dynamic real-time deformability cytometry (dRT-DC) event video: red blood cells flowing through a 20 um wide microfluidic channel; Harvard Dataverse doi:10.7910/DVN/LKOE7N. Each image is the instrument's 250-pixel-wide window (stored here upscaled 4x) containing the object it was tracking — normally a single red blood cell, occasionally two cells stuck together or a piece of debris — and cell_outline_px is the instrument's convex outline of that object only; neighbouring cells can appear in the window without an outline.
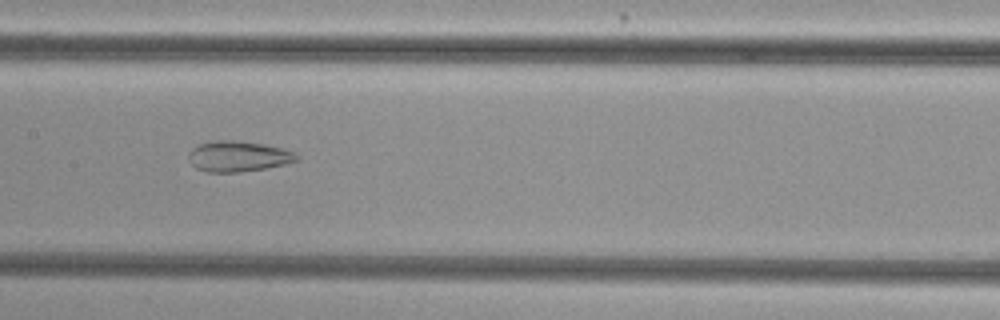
{"species": "common noctule bat (a hibernating species)", "species_latin": "Nyctalus noctula", "temperature_condition": "cold", "stored_images_in_passage": 49, "camera_frame_rate_fps": 3000, "um_per_image_px": 0.085, "animal": {"sex": "female", "body_mass_g": 29.2, "forearm_length_mm": 56.3}, "frame": {"image": 1, "passage_image": 28, "time_ms": 9.0, "image_size_px": [1000, 320], "cell_outline_px": [[300, 156], [296, 160], [284, 164], [264, 168], [236, 172], [208, 172], [196, 168], [188, 160], [188, 152], [192, 148], [200, 144], [216, 140], [232, 140], [264, 144], [296, 152]], "centroid_in_image_um": [20.22, 13.28], "position_along_channel_um": 187.2, "area_um2": 19.13}}
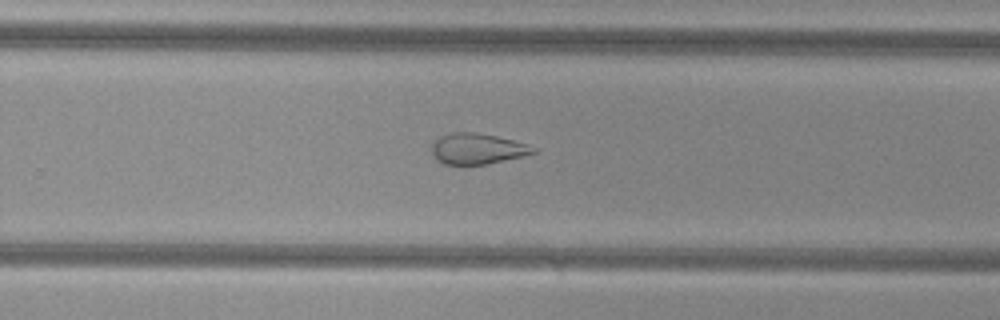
{"frame": {"image": 2, "passage_image": 36, "time_ms": 11.667, "image_size_px": [1000, 320], "cell_outline_px": [[536, 152], [524, 156], [488, 164], [444, 164], [436, 160], [432, 152], [432, 144], [440, 136], [452, 132], [476, 132], [496, 136], [512, 140], [536, 148]], "centroid_in_image_um": [40.55, 12.64], "position_along_channel_um": 289.2, "area_um2": 18.09}}
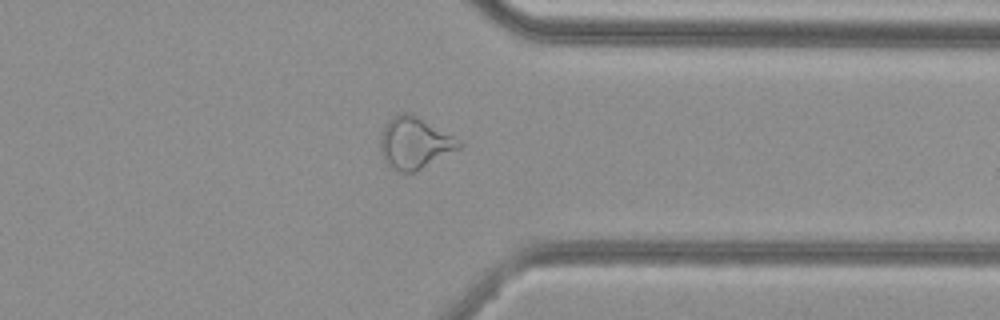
{"frame": {"image": 3, "passage_image": 43, "time_ms": 14.0, "image_size_px": [1000, 320], "cell_outline_px": [[464, 144], [460, 148], [412, 172], [400, 172], [392, 168], [384, 160], [380, 152], [380, 136], [388, 120], [392, 116], [400, 112], [404, 112], [416, 116], [460, 140]], "centroid_in_image_um": [35.2, 12.14], "position_along_channel_um": 376.2, "area_um2": 23.12}}